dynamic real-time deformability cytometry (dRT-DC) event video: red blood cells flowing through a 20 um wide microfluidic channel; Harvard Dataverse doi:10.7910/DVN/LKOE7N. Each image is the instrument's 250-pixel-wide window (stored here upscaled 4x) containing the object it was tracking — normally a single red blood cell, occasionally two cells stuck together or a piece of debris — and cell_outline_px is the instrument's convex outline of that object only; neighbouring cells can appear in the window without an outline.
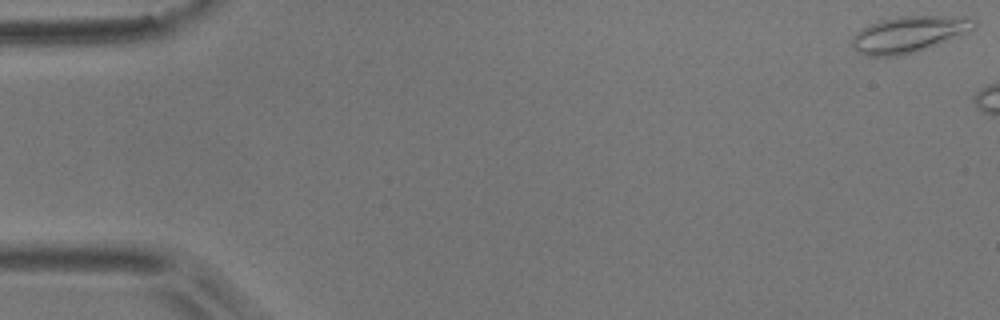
{"species": "common noctule bat (a hibernating species)", "species_latin": "Nyctalus noctula", "temperature_condition": "room temperature", "stored_images_in_passage": 6, "camera_frame_rate_fps": 3000, "um_per_image_px": 0.085, "animal": {"sex": "male", "body_mass_g": 17.9}, "frame": {"image": 1, "passage_image": 1, "time_ms": 0.0, "image_size_px": [1000, 320], "cell_outline_px": [[976, 24], [972, 28], [916, 52], [904, 56], [868, 56], [856, 52], [852, 44], [852, 36], [856, 32], [868, 24], [880, 20], [896, 16], [972, 16], [976, 20]], "centroid_in_image_um": [77.17, 2.9], "position_along_channel_um": 7.8, "area_um2": 25.55}}